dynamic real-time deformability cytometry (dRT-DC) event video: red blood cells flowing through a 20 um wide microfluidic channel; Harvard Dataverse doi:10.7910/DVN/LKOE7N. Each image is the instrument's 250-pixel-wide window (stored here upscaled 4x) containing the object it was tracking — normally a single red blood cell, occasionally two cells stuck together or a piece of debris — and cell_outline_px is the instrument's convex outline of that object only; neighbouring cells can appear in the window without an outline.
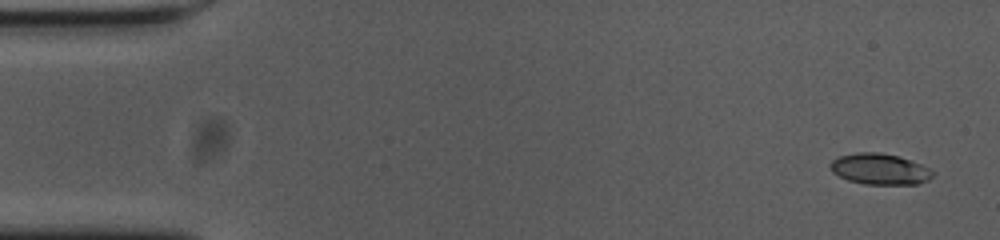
{"species": "common noctule bat (a hibernating species)", "species_latin": "Nyctalus noctula", "temperature_condition": "cold", "stored_images_in_passage": 11, "camera_frame_rate_fps": 3000, "um_per_image_px": 0.085, "animal": {"sex": "female", "body_mass_g": 23.0, "forearm_length_mm": 53.4}, "frame": {"image": 1, "passage_image": 1, "time_ms": 0.0, "image_size_px": [1000, 240], "cell_outline_px": [[936, 172], [928, 180], [916, 184], [864, 184], [848, 180], [832, 172], [828, 168], [828, 164], [832, 160], [840, 156], [856, 152], [880, 152], [900, 156], [920, 164]], "centroid_in_image_um": [74.75, 14.36], "position_along_channel_um": 10.2, "area_um2": 18.61}}